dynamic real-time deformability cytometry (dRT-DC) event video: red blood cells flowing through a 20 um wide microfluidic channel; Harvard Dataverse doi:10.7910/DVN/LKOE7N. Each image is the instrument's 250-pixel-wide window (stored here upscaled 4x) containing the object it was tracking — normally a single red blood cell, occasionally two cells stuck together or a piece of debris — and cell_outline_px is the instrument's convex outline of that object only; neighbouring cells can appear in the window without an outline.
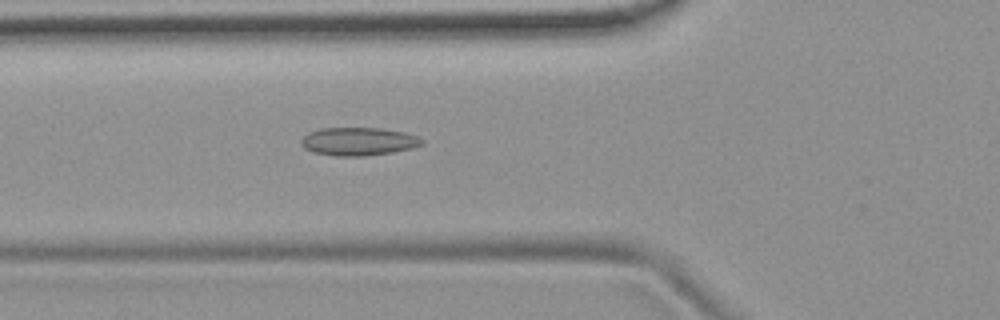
{"species": "common noctule bat (a hibernating species)", "species_latin": "Nyctalus noctula", "temperature_condition": "room temperature", "stored_images_in_passage": 38, "camera_frame_rate_fps": 3000, "um_per_image_px": 0.085, "animal": {"sex": "female", "body_mass_g": 19.9}, "frame": {"image": 1, "passage_image": 5, "time_ms": 1.333, "image_size_px": [1000, 320], "cell_outline_px": [[424, 144], [412, 148], [392, 152], [364, 156], [336, 156], [316, 152], [304, 148], [300, 144], [300, 140], [308, 132], [320, 128], [380, 128], [404, 132], [416, 136], [424, 140]], "centroid_in_image_um": [30.46, 12.02], "position_along_channel_um": 95.3, "area_um2": 19.77}}
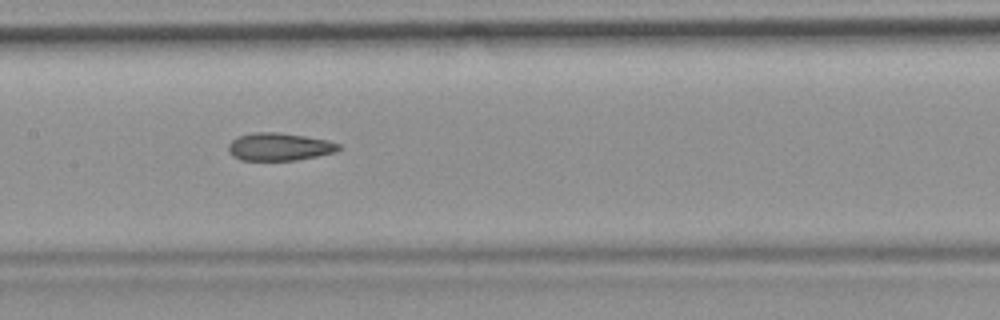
{"frame": {"image": 2, "passage_image": 12, "time_ms": 3.667, "image_size_px": [1000, 320], "cell_outline_px": [[344, 148], [336, 152], [296, 160], [240, 160], [232, 156], [228, 152], [228, 144], [236, 136], [256, 132], [280, 132], [328, 140], [340, 144]], "centroid_in_image_um": [23.74, 12.47], "position_along_channel_um": 183.7, "area_um2": 18.03}}
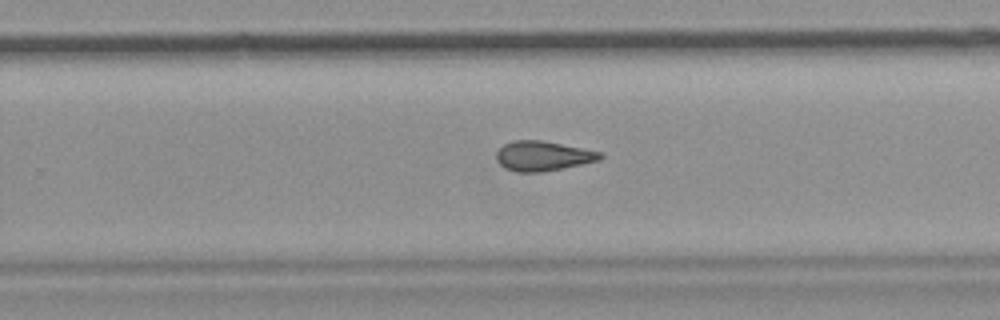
{"frame": {"image": 3, "passage_image": 20, "time_ms": 6.333, "image_size_px": [1000, 320], "cell_outline_px": [[604, 156], [600, 160], [540, 172], [516, 172], [504, 168], [496, 160], [496, 152], [504, 144], [512, 140], [540, 140], [600, 152]], "centroid_in_image_um": [46.08, 13.26], "position_along_channel_um": 283.7, "area_um2": 17.74}}